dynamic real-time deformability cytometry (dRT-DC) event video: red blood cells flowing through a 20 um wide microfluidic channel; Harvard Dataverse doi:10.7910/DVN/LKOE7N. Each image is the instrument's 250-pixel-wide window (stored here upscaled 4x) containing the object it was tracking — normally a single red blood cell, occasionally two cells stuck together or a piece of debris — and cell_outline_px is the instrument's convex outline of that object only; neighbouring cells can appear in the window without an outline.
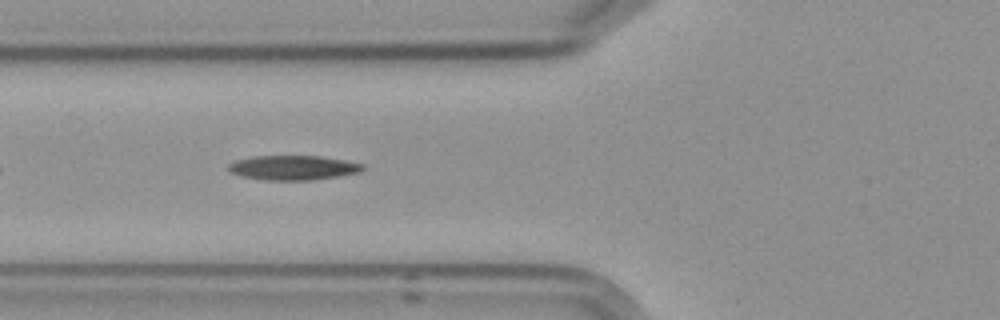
{"species": "Egyptian fruit bat (a non-hibernating species)", "species_latin": "Rousettus aegyptiacus", "temperature_condition": "cold", "stored_images_in_passage": 12, "camera_frame_rate_fps": 3000, "um_per_image_px": 0.085, "frame": {"image": 1, "passage_image": 3, "time_ms": 2.333, "image_size_px": [1000, 320], "cell_outline_px": [[368, 168], [360, 172], [312, 180], [264, 180], [244, 176], [232, 172], [228, 168], [228, 164], [236, 160], [252, 156], [320, 156], [348, 160], [364, 164]], "centroid_in_image_um": [24.99, 14.24], "position_along_channel_um": 100.8, "area_um2": 19.25}}
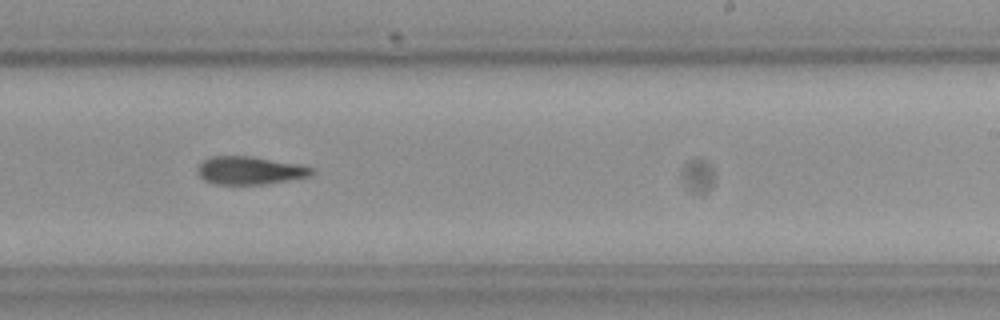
{"frame": {"image": 2, "passage_image": 7, "time_ms": 7.0, "image_size_px": [1000, 320], "cell_outline_px": [[316, 172], [308, 176], [288, 180], [264, 184], [216, 184], [204, 180], [196, 172], [196, 168], [204, 160], [212, 156], [252, 156], [300, 164], [312, 168]], "centroid_in_image_um": [21.22, 14.48], "position_along_channel_um": 267.8, "area_um2": 18.61}}